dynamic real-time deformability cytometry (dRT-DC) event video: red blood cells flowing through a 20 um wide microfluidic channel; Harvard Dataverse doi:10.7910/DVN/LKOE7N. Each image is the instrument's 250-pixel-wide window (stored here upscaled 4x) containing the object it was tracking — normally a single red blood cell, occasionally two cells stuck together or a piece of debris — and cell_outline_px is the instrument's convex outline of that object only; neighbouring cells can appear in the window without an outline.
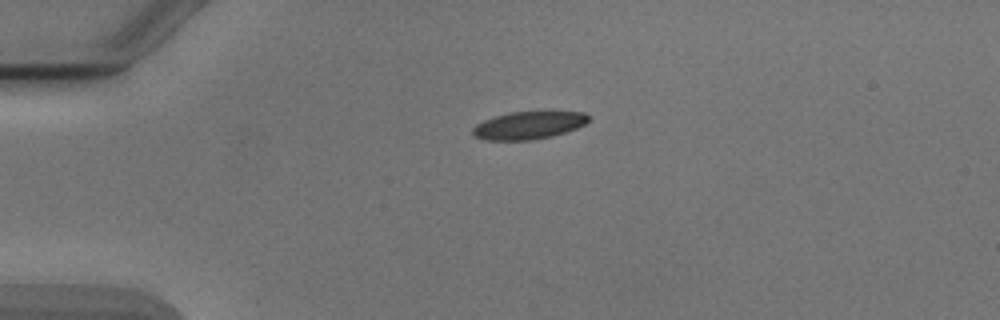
{"species": "Egyptian fruit bat (a non-hibernating species)", "species_latin": "Rousettus aegyptiacus", "temperature_condition": "cold", "stored_images_in_passage": 2, "camera_frame_rate_fps": 3000, "um_per_image_px": 0.085, "animal": {"sex": "male"}, "frame": {"image": 1, "passage_image": 1, "time_ms": 0.0, "image_size_px": [1000, 320], "cell_outline_px": [[588, 120], [584, 124], [576, 128], [552, 136], [532, 140], [484, 140], [476, 136], [472, 132], [472, 128], [476, 124], [484, 120], [508, 112], [584, 112], [588, 116]], "centroid_in_image_um": [44.89, 10.65], "position_along_channel_um": 40.1, "area_um2": 18.44}}